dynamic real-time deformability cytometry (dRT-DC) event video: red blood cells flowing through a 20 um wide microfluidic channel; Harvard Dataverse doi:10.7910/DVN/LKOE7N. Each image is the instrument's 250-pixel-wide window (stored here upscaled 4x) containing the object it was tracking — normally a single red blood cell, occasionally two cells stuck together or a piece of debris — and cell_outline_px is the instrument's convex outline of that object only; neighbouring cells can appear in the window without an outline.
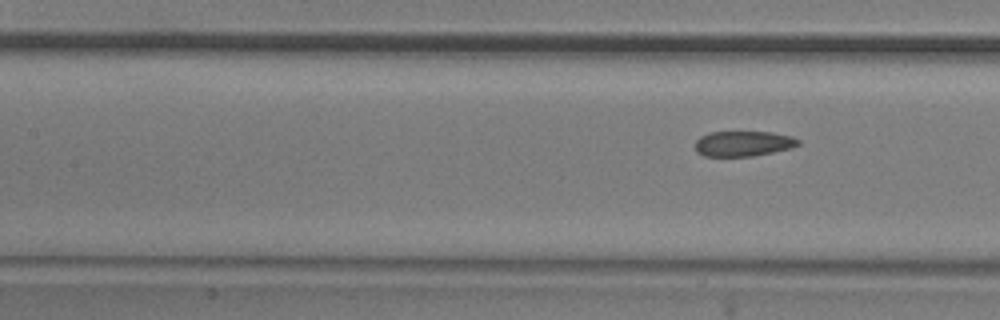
{"species": "common noctule bat (a hibernating species)", "species_latin": "Nyctalus noctula", "temperature_condition": "room temperature", "stored_images_in_passage": 8, "camera_frame_rate_fps": 3000, "um_per_image_px": 0.085, "animal": {"sex": "male", "body_mass_g": 20.5, "forearm_length_mm": 52.5}, "frame": {"image": 1, "passage_image": 8, "time_ms": 8.667, "image_size_px": [1000, 320], "cell_outline_px": [[800, 144], [792, 148], [752, 156], [704, 156], [696, 152], [696, 140], [700, 136], [708, 132], [772, 132], [792, 136], [800, 140]], "centroid_in_image_um": [63.18, 12.2], "position_along_channel_um": 144.2, "area_um2": 15.26}}